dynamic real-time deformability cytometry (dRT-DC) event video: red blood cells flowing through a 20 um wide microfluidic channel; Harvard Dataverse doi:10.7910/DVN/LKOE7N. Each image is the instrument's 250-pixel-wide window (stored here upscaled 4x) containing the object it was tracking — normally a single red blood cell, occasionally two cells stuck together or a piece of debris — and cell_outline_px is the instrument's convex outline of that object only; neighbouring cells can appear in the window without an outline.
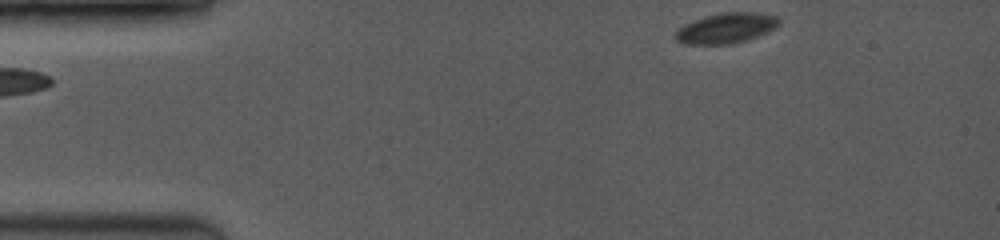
{"species": "common noctule bat (a hibernating species)", "species_latin": "Nyctalus noctula", "temperature_condition": "room temperature", "stored_images_in_passage": 4, "camera_frame_rate_fps": 3500, "um_per_image_px": 0.085, "animal": {"sex": "female", "body_mass_g": 19.0, "forearm_length_mm": 53.3}, "frame": {"image": 1, "passage_image": 1, "time_ms": 0.0, "image_size_px": [1000, 240], "cell_outline_px": [[780, 24], [776, 28], [768, 32], [748, 40], [732, 44], [684, 44], [676, 40], [676, 32], [680, 28], [696, 20], [708, 16], [724, 12], [752, 12], [776, 16], [780, 20]], "centroid_in_image_um": [61.79, 2.4], "position_along_channel_um": 23.2, "area_um2": 18.03}}
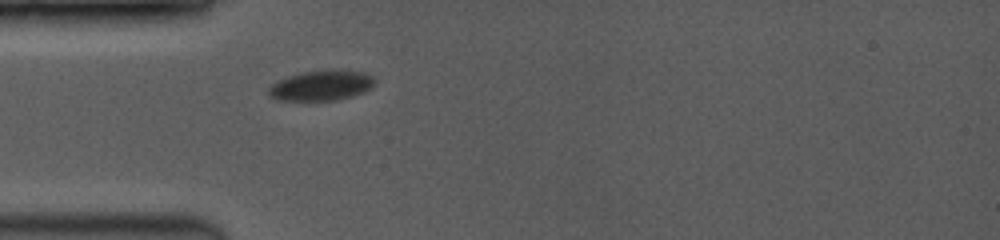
{"frame": {"image": 2, "passage_image": 4, "time_ms": 2.857, "image_size_px": [1000, 240], "cell_outline_px": [[376, 80], [372, 88], [364, 92], [352, 96], [336, 100], [276, 100], [268, 92], [268, 88], [272, 84], [288, 76], [300, 72], [364, 72], [372, 76]], "centroid_in_image_um": [27.31, 7.3], "position_along_channel_um": 57.7, "area_um2": 18.03}}